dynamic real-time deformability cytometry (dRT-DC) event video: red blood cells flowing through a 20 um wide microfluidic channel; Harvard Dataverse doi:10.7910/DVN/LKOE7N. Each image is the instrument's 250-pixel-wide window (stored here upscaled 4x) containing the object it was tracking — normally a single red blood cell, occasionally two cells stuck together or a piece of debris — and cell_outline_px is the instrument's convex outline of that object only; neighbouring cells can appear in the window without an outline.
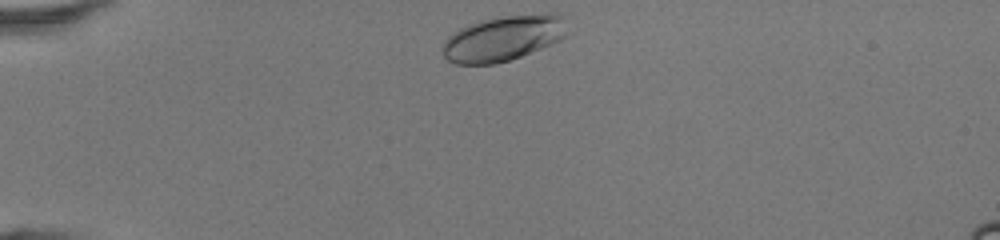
{"species": "human", "species_latin": "Homo sapiens", "temperature_condition": "room temperature", "stored_images_in_passage": 31, "camera_frame_rate_fps": 3000, "um_per_image_px": 0.085, "donor": {"sex": "female"}, "frame": {"image": 1, "passage_image": 1, "time_ms": 0.0, "image_size_px": [1000, 240], "cell_outline_px": [[564, 36], [560, 40], [552, 44], [520, 56], [496, 64], [456, 64], [448, 60], [444, 56], [440, 48], [444, 40], [452, 32], [468, 24], [480, 20], [508, 16], [552, 12], [564, 16]], "centroid_in_image_um": [42.72, 3.25], "position_along_channel_um": 42.3, "area_um2": 32.95}}
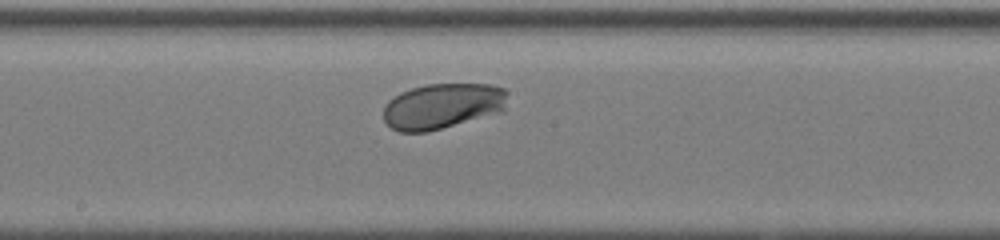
{"frame": {"image": 2, "passage_image": 16, "time_ms": 5.0, "image_size_px": [1000, 240], "cell_outline_px": [[504, 112], [428, 132], [400, 132], [392, 128], [384, 120], [384, 104], [388, 100], [400, 92], [412, 88], [428, 84], [488, 84], [504, 88]], "centroid_in_image_um": [37.58, 9.03], "position_along_channel_um": 210.6, "area_um2": 33.0}}
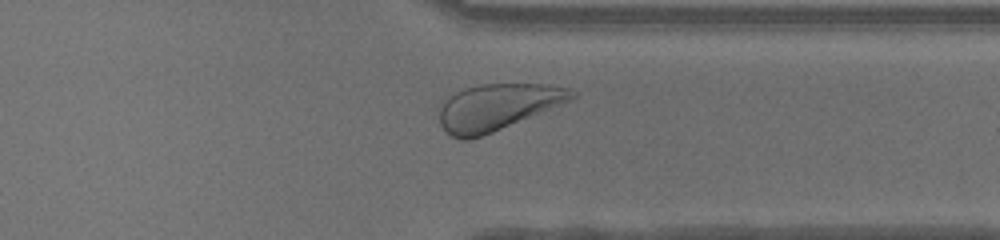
{"frame": {"image": 3, "passage_image": 27, "time_ms": 8.667, "image_size_px": [1000, 240], "cell_outline_px": [[576, 96], [572, 100], [492, 132], [468, 140], [460, 140], [444, 132], [440, 124], [440, 100], [464, 88], [480, 84], [544, 84], [568, 88], [576, 92]], "centroid_in_image_um": [42.23, 9.09], "position_along_channel_um": 369.2, "area_um2": 35.78}, "authors_computed_cell_mechanics": {"area_um2": 32.946, "velocity_mm_per_s": 4.3078, "shape_relaxation_time_tau1_ms": 1.7506, "shape_relaxation_time_tau2_ms": null, "deformation_change_tau1": 0.1282, "deformation_change_tau2": null}}